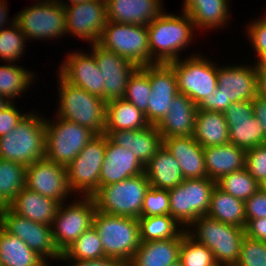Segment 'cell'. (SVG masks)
I'll return each instance as SVG.
<instances>
[{
    "label": "cell",
    "mask_w": 266,
    "mask_h": 266,
    "mask_svg": "<svg viewBox=\"0 0 266 266\" xmlns=\"http://www.w3.org/2000/svg\"><path fill=\"white\" fill-rule=\"evenodd\" d=\"M163 12L147 25L151 59L168 64L180 59V51L187 49L194 38V23L190 16Z\"/></svg>",
    "instance_id": "1"
},
{
    "label": "cell",
    "mask_w": 266,
    "mask_h": 266,
    "mask_svg": "<svg viewBox=\"0 0 266 266\" xmlns=\"http://www.w3.org/2000/svg\"><path fill=\"white\" fill-rule=\"evenodd\" d=\"M33 112H29L10 134L0 137V159L27 167L45 158V117Z\"/></svg>",
    "instance_id": "2"
},
{
    "label": "cell",
    "mask_w": 266,
    "mask_h": 266,
    "mask_svg": "<svg viewBox=\"0 0 266 266\" xmlns=\"http://www.w3.org/2000/svg\"><path fill=\"white\" fill-rule=\"evenodd\" d=\"M58 107L56 116L85 126L97 135H103L106 127V101L76 87L57 75Z\"/></svg>",
    "instance_id": "3"
},
{
    "label": "cell",
    "mask_w": 266,
    "mask_h": 266,
    "mask_svg": "<svg viewBox=\"0 0 266 266\" xmlns=\"http://www.w3.org/2000/svg\"><path fill=\"white\" fill-rule=\"evenodd\" d=\"M186 233L213 252L215 261L225 266H235L239 260L245 228L222 223L201 216L193 221Z\"/></svg>",
    "instance_id": "4"
},
{
    "label": "cell",
    "mask_w": 266,
    "mask_h": 266,
    "mask_svg": "<svg viewBox=\"0 0 266 266\" xmlns=\"http://www.w3.org/2000/svg\"><path fill=\"white\" fill-rule=\"evenodd\" d=\"M93 226L99 234L105 257L118 259L127 265L141 242L138 219L96 210Z\"/></svg>",
    "instance_id": "5"
},
{
    "label": "cell",
    "mask_w": 266,
    "mask_h": 266,
    "mask_svg": "<svg viewBox=\"0 0 266 266\" xmlns=\"http://www.w3.org/2000/svg\"><path fill=\"white\" fill-rule=\"evenodd\" d=\"M149 187L150 183L144 172L115 184L99 186L92 197L97 211L138 219Z\"/></svg>",
    "instance_id": "6"
},
{
    "label": "cell",
    "mask_w": 266,
    "mask_h": 266,
    "mask_svg": "<svg viewBox=\"0 0 266 266\" xmlns=\"http://www.w3.org/2000/svg\"><path fill=\"white\" fill-rule=\"evenodd\" d=\"M54 118L56 120L53 121L45 118V158L67 167L97 134L77 123L64 120L58 116Z\"/></svg>",
    "instance_id": "7"
},
{
    "label": "cell",
    "mask_w": 266,
    "mask_h": 266,
    "mask_svg": "<svg viewBox=\"0 0 266 266\" xmlns=\"http://www.w3.org/2000/svg\"><path fill=\"white\" fill-rule=\"evenodd\" d=\"M98 44L137 67L156 64L151 59L147 25L107 21Z\"/></svg>",
    "instance_id": "8"
},
{
    "label": "cell",
    "mask_w": 266,
    "mask_h": 266,
    "mask_svg": "<svg viewBox=\"0 0 266 266\" xmlns=\"http://www.w3.org/2000/svg\"><path fill=\"white\" fill-rule=\"evenodd\" d=\"M201 54H192L168 63L175 71L178 92L189 97L197 106L217 88L218 66Z\"/></svg>",
    "instance_id": "9"
},
{
    "label": "cell",
    "mask_w": 266,
    "mask_h": 266,
    "mask_svg": "<svg viewBox=\"0 0 266 266\" xmlns=\"http://www.w3.org/2000/svg\"><path fill=\"white\" fill-rule=\"evenodd\" d=\"M216 181L210 178L184 179L169 189L170 216L184 229L201 216H206Z\"/></svg>",
    "instance_id": "10"
},
{
    "label": "cell",
    "mask_w": 266,
    "mask_h": 266,
    "mask_svg": "<svg viewBox=\"0 0 266 266\" xmlns=\"http://www.w3.org/2000/svg\"><path fill=\"white\" fill-rule=\"evenodd\" d=\"M69 204L61 203L52 223V238L62 254L68 246L93 226L96 203L91 196H80ZM81 199V200H80ZM73 201V202H72Z\"/></svg>",
    "instance_id": "11"
},
{
    "label": "cell",
    "mask_w": 266,
    "mask_h": 266,
    "mask_svg": "<svg viewBox=\"0 0 266 266\" xmlns=\"http://www.w3.org/2000/svg\"><path fill=\"white\" fill-rule=\"evenodd\" d=\"M105 149L106 135H96L66 167L73 194L92 197L98 191Z\"/></svg>",
    "instance_id": "12"
},
{
    "label": "cell",
    "mask_w": 266,
    "mask_h": 266,
    "mask_svg": "<svg viewBox=\"0 0 266 266\" xmlns=\"http://www.w3.org/2000/svg\"><path fill=\"white\" fill-rule=\"evenodd\" d=\"M16 23L28 41L56 40L67 35L64 6L58 1L36 0L17 13Z\"/></svg>",
    "instance_id": "13"
},
{
    "label": "cell",
    "mask_w": 266,
    "mask_h": 266,
    "mask_svg": "<svg viewBox=\"0 0 266 266\" xmlns=\"http://www.w3.org/2000/svg\"><path fill=\"white\" fill-rule=\"evenodd\" d=\"M0 225L9 233L18 236L26 245L40 255L48 264V260L58 261L61 253L55 247L52 238V226L36 223L20 216L9 207L0 216Z\"/></svg>",
    "instance_id": "14"
},
{
    "label": "cell",
    "mask_w": 266,
    "mask_h": 266,
    "mask_svg": "<svg viewBox=\"0 0 266 266\" xmlns=\"http://www.w3.org/2000/svg\"><path fill=\"white\" fill-rule=\"evenodd\" d=\"M66 34L98 43L106 25L107 11L105 0H90L64 6Z\"/></svg>",
    "instance_id": "15"
},
{
    "label": "cell",
    "mask_w": 266,
    "mask_h": 266,
    "mask_svg": "<svg viewBox=\"0 0 266 266\" xmlns=\"http://www.w3.org/2000/svg\"><path fill=\"white\" fill-rule=\"evenodd\" d=\"M90 49L105 82L104 100L109 102L123 98L128 79L138 67L98 43L91 44Z\"/></svg>",
    "instance_id": "16"
},
{
    "label": "cell",
    "mask_w": 266,
    "mask_h": 266,
    "mask_svg": "<svg viewBox=\"0 0 266 266\" xmlns=\"http://www.w3.org/2000/svg\"><path fill=\"white\" fill-rule=\"evenodd\" d=\"M229 143L244 150L266 143L265 131L254 116L253 101L232 103L225 111Z\"/></svg>",
    "instance_id": "17"
},
{
    "label": "cell",
    "mask_w": 266,
    "mask_h": 266,
    "mask_svg": "<svg viewBox=\"0 0 266 266\" xmlns=\"http://www.w3.org/2000/svg\"><path fill=\"white\" fill-rule=\"evenodd\" d=\"M26 187L60 204L70 195L74 197L69 188L66 167L46 158L26 167Z\"/></svg>",
    "instance_id": "18"
},
{
    "label": "cell",
    "mask_w": 266,
    "mask_h": 266,
    "mask_svg": "<svg viewBox=\"0 0 266 266\" xmlns=\"http://www.w3.org/2000/svg\"><path fill=\"white\" fill-rule=\"evenodd\" d=\"M239 64L218 66L217 88L224 96V111L232 103L253 101L257 97V69L255 64L250 66Z\"/></svg>",
    "instance_id": "19"
},
{
    "label": "cell",
    "mask_w": 266,
    "mask_h": 266,
    "mask_svg": "<svg viewBox=\"0 0 266 266\" xmlns=\"http://www.w3.org/2000/svg\"><path fill=\"white\" fill-rule=\"evenodd\" d=\"M58 71L68 83L104 99L105 82L91 52H70Z\"/></svg>",
    "instance_id": "20"
},
{
    "label": "cell",
    "mask_w": 266,
    "mask_h": 266,
    "mask_svg": "<svg viewBox=\"0 0 266 266\" xmlns=\"http://www.w3.org/2000/svg\"><path fill=\"white\" fill-rule=\"evenodd\" d=\"M151 93L148 101V122L157 125L170 108V102L179 94L174 69L169 64L149 65Z\"/></svg>",
    "instance_id": "21"
},
{
    "label": "cell",
    "mask_w": 266,
    "mask_h": 266,
    "mask_svg": "<svg viewBox=\"0 0 266 266\" xmlns=\"http://www.w3.org/2000/svg\"><path fill=\"white\" fill-rule=\"evenodd\" d=\"M114 144L131 150L134 156L145 166L163 145V139L156 125L136 130L104 131Z\"/></svg>",
    "instance_id": "22"
},
{
    "label": "cell",
    "mask_w": 266,
    "mask_h": 266,
    "mask_svg": "<svg viewBox=\"0 0 266 266\" xmlns=\"http://www.w3.org/2000/svg\"><path fill=\"white\" fill-rule=\"evenodd\" d=\"M145 166L131 150L112 143L106 136L105 158L103 161L100 186L111 185L124 179L144 173Z\"/></svg>",
    "instance_id": "23"
},
{
    "label": "cell",
    "mask_w": 266,
    "mask_h": 266,
    "mask_svg": "<svg viewBox=\"0 0 266 266\" xmlns=\"http://www.w3.org/2000/svg\"><path fill=\"white\" fill-rule=\"evenodd\" d=\"M169 111L156 125L162 139L167 137L193 136L198 108L184 94H177L170 102Z\"/></svg>",
    "instance_id": "24"
},
{
    "label": "cell",
    "mask_w": 266,
    "mask_h": 266,
    "mask_svg": "<svg viewBox=\"0 0 266 266\" xmlns=\"http://www.w3.org/2000/svg\"><path fill=\"white\" fill-rule=\"evenodd\" d=\"M108 21L148 25L162 14V0H105Z\"/></svg>",
    "instance_id": "25"
},
{
    "label": "cell",
    "mask_w": 266,
    "mask_h": 266,
    "mask_svg": "<svg viewBox=\"0 0 266 266\" xmlns=\"http://www.w3.org/2000/svg\"><path fill=\"white\" fill-rule=\"evenodd\" d=\"M163 145L179 163L184 179L207 177L203 147L193 136L163 138Z\"/></svg>",
    "instance_id": "26"
},
{
    "label": "cell",
    "mask_w": 266,
    "mask_h": 266,
    "mask_svg": "<svg viewBox=\"0 0 266 266\" xmlns=\"http://www.w3.org/2000/svg\"><path fill=\"white\" fill-rule=\"evenodd\" d=\"M60 203L45 197L26 186L9 203L8 207L36 223L52 225Z\"/></svg>",
    "instance_id": "27"
},
{
    "label": "cell",
    "mask_w": 266,
    "mask_h": 266,
    "mask_svg": "<svg viewBox=\"0 0 266 266\" xmlns=\"http://www.w3.org/2000/svg\"><path fill=\"white\" fill-rule=\"evenodd\" d=\"M207 177L217 181L222 176L245 168L246 150L234 144L203 148Z\"/></svg>",
    "instance_id": "28"
},
{
    "label": "cell",
    "mask_w": 266,
    "mask_h": 266,
    "mask_svg": "<svg viewBox=\"0 0 266 266\" xmlns=\"http://www.w3.org/2000/svg\"><path fill=\"white\" fill-rule=\"evenodd\" d=\"M182 232L171 239L140 242L127 266H170L179 260Z\"/></svg>",
    "instance_id": "29"
},
{
    "label": "cell",
    "mask_w": 266,
    "mask_h": 266,
    "mask_svg": "<svg viewBox=\"0 0 266 266\" xmlns=\"http://www.w3.org/2000/svg\"><path fill=\"white\" fill-rule=\"evenodd\" d=\"M229 0H184L183 9L194 23L195 28L220 29L227 25L230 8ZM226 24V25H225Z\"/></svg>",
    "instance_id": "30"
},
{
    "label": "cell",
    "mask_w": 266,
    "mask_h": 266,
    "mask_svg": "<svg viewBox=\"0 0 266 266\" xmlns=\"http://www.w3.org/2000/svg\"><path fill=\"white\" fill-rule=\"evenodd\" d=\"M145 175L150 186L160 189H172L184 180L180 165L171 153L162 145L145 165Z\"/></svg>",
    "instance_id": "31"
},
{
    "label": "cell",
    "mask_w": 266,
    "mask_h": 266,
    "mask_svg": "<svg viewBox=\"0 0 266 266\" xmlns=\"http://www.w3.org/2000/svg\"><path fill=\"white\" fill-rule=\"evenodd\" d=\"M193 137L203 148L229 143L224 113L198 110Z\"/></svg>",
    "instance_id": "32"
},
{
    "label": "cell",
    "mask_w": 266,
    "mask_h": 266,
    "mask_svg": "<svg viewBox=\"0 0 266 266\" xmlns=\"http://www.w3.org/2000/svg\"><path fill=\"white\" fill-rule=\"evenodd\" d=\"M0 266H50L18 236L0 225Z\"/></svg>",
    "instance_id": "33"
},
{
    "label": "cell",
    "mask_w": 266,
    "mask_h": 266,
    "mask_svg": "<svg viewBox=\"0 0 266 266\" xmlns=\"http://www.w3.org/2000/svg\"><path fill=\"white\" fill-rule=\"evenodd\" d=\"M149 125L146 115L124 98L106 103L105 131L136 130Z\"/></svg>",
    "instance_id": "34"
},
{
    "label": "cell",
    "mask_w": 266,
    "mask_h": 266,
    "mask_svg": "<svg viewBox=\"0 0 266 266\" xmlns=\"http://www.w3.org/2000/svg\"><path fill=\"white\" fill-rule=\"evenodd\" d=\"M209 218L246 228L244 201L215 186L207 215Z\"/></svg>",
    "instance_id": "35"
},
{
    "label": "cell",
    "mask_w": 266,
    "mask_h": 266,
    "mask_svg": "<svg viewBox=\"0 0 266 266\" xmlns=\"http://www.w3.org/2000/svg\"><path fill=\"white\" fill-rule=\"evenodd\" d=\"M140 241L176 238L184 228L170 215L139 217Z\"/></svg>",
    "instance_id": "36"
},
{
    "label": "cell",
    "mask_w": 266,
    "mask_h": 266,
    "mask_svg": "<svg viewBox=\"0 0 266 266\" xmlns=\"http://www.w3.org/2000/svg\"><path fill=\"white\" fill-rule=\"evenodd\" d=\"M34 72L6 62L0 66V94L8 97L12 102L19 97L21 93L27 91V88L35 80Z\"/></svg>",
    "instance_id": "37"
},
{
    "label": "cell",
    "mask_w": 266,
    "mask_h": 266,
    "mask_svg": "<svg viewBox=\"0 0 266 266\" xmlns=\"http://www.w3.org/2000/svg\"><path fill=\"white\" fill-rule=\"evenodd\" d=\"M26 186V167L22 164L0 159V196L9 205Z\"/></svg>",
    "instance_id": "38"
},
{
    "label": "cell",
    "mask_w": 266,
    "mask_h": 266,
    "mask_svg": "<svg viewBox=\"0 0 266 266\" xmlns=\"http://www.w3.org/2000/svg\"><path fill=\"white\" fill-rule=\"evenodd\" d=\"M62 255L69 260H97L104 258L102 242L94 226H91L68 246Z\"/></svg>",
    "instance_id": "39"
},
{
    "label": "cell",
    "mask_w": 266,
    "mask_h": 266,
    "mask_svg": "<svg viewBox=\"0 0 266 266\" xmlns=\"http://www.w3.org/2000/svg\"><path fill=\"white\" fill-rule=\"evenodd\" d=\"M151 93L149 65L138 67L129 77L123 98L142 111L148 121V101Z\"/></svg>",
    "instance_id": "40"
},
{
    "label": "cell",
    "mask_w": 266,
    "mask_h": 266,
    "mask_svg": "<svg viewBox=\"0 0 266 266\" xmlns=\"http://www.w3.org/2000/svg\"><path fill=\"white\" fill-rule=\"evenodd\" d=\"M216 186L243 201L248 200L260 189V184L250 175L246 168L222 176Z\"/></svg>",
    "instance_id": "41"
},
{
    "label": "cell",
    "mask_w": 266,
    "mask_h": 266,
    "mask_svg": "<svg viewBox=\"0 0 266 266\" xmlns=\"http://www.w3.org/2000/svg\"><path fill=\"white\" fill-rule=\"evenodd\" d=\"M9 22V27L0 30V59L3 62L15 63L23 56L26 50L25 41L28 39L16 23V15Z\"/></svg>",
    "instance_id": "42"
},
{
    "label": "cell",
    "mask_w": 266,
    "mask_h": 266,
    "mask_svg": "<svg viewBox=\"0 0 266 266\" xmlns=\"http://www.w3.org/2000/svg\"><path fill=\"white\" fill-rule=\"evenodd\" d=\"M179 260L183 266H210L217 263L213 252L191 238L185 229L182 231Z\"/></svg>",
    "instance_id": "43"
},
{
    "label": "cell",
    "mask_w": 266,
    "mask_h": 266,
    "mask_svg": "<svg viewBox=\"0 0 266 266\" xmlns=\"http://www.w3.org/2000/svg\"><path fill=\"white\" fill-rule=\"evenodd\" d=\"M170 215V197L167 189L150 186L145 193L140 217Z\"/></svg>",
    "instance_id": "44"
},
{
    "label": "cell",
    "mask_w": 266,
    "mask_h": 266,
    "mask_svg": "<svg viewBox=\"0 0 266 266\" xmlns=\"http://www.w3.org/2000/svg\"><path fill=\"white\" fill-rule=\"evenodd\" d=\"M235 266H266V242L245 235L241 244L239 260Z\"/></svg>",
    "instance_id": "45"
},
{
    "label": "cell",
    "mask_w": 266,
    "mask_h": 266,
    "mask_svg": "<svg viewBox=\"0 0 266 266\" xmlns=\"http://www.w3.org/2000/svg\"><path fill=\"white\" fill-rule=\"evenodd\" d=\"M245 168L259 184L266 179V143L246 150Z\"/></svg>",
    "instance_id": "46"
},
{
    "label": "cell",
    "mask_w": 266,
    "mask_h": 266,
    "mask_svg": "<svg viewBox=\"0 0 266 266\" xmlns=\"http://www.w3.org/2000/svg\"><path fill=\"white\" fill-rule=\"evenodd\" d=\"M266 12L264 16L256 18V20L249 22L246 26L247 38L251 42V47L257 54V58L266 52Z\"/></svg>",
    "instance_id": "47"
},
{
    "label": "cell",
    "mask_w": 266,
    "mask_h": 266,
    "mask_svg": "<svg viewBox=\"0 0 266 266\" xmlns=\"http://www.w3.org/2000/svg\"><path fill=\"white\" fill-rule=\"evenodd\" d=\"M246 225L253 219L266 218V193L260 189L244 201Z\"/></svg>",
    "instance_id": "48"
},
{
    "label": "cell",
    "mask_w": 266,
    "mask_h": 266,
    "mask_svg": "<svg viewBox=\"0 0 266 266\" xmlns=\"http://www.w3.org/2000/svg\"><path fill=\"white\" fill-rule=\"evenodd\" d=\"M12 102L8 107L0 111V137L10 134L21 120L29 113H20Z\"/></svg>",
    "instance_id": "49"
},
{
    "label": "cell",
    "mask_w": 266,
    "mask_h": 266,
    "mask_svg": "<svg viewBox=\"0 0 266 266\" xmlns=\"http://www.w3.org/2000/svg\"><path fill=\"white\" fill-rule=\"evenodd\" d=\"M64 261L68 264L67 266H127L123 261L115 258L104 257L97 260H69L66 259L62 254L58 261ZM71 264V265H70ZM66 266V264H64Z\"/></svg>",
    "instance_id": "50"
},
{
    "label": "cell",
    "mask_w": 266,
    "mask_h": 266,
    "mask_svg": "<svg viewBox=\"0 0 266 266\" xmlns=\"http://www.w3.org/2000/svg\"><path fill=\"white\" fill-rule=\"evenodd\" d=\"M197 108L198 110L224 113V96L222 92H220V90L216 88L214 94L205 97V99L197 105Z\"/></svg>",
    "instance_id": "51"
},
{
    "label": "cell",
    "mask_w": 266,
    "mask_h": 266,
    "mask_svg": "<svg viewBox=\"0 0 266 266\" xmlns=\"http://www.w3.org/2000/svg\"><path fill=\"white\" fill-rule=\"evenodd\" d=\"M245 234L252 239L266 242V218L251 220L245 228Z\"/></svg>",
    "instance_id": "52"
},
{
    "label": "cell",
    "mask_w": 266,
    "mask_h": 266,
    "mask_svg": "<svg viewBox=\"0 0 266 266\" xmlns=\"http://www.w3.org/2000/svg\"><path fill=\"white\" fill-rule=\"evenodd\" d=\"M254 116L259 120L263 130L265 131L266 139V100L260 97H256L253 100Z\"/></svg>",
    "instance_id": "53"
},
{
    "label": "cell",
    "mask_w": 266,
    "mask_h": 266,
    "mask_svg": "<svg viewBox=\"0 0 266 266\" xmlns=\"http://www.w3.org/2000/svg\"><path fill=\"white\" fill-rule=\"evenodd\" d=\"M257 97L266 100V71H257Z\"/></svg>",
    "instance_id": "54"
},
{
    "label": "cell",
    "mask_w": 266,
    "mask_h": 266,
    "mask_svg": "<svg viewBox=\"0 0 266 266\" xmlns=\"http://www.w3.org/2000/svg\"><path fill=\"white\" fill-rule=\"evenodd\" d=\"M8 4L6 2V0H0V30L3 29L4 27H8L5 26L6 24L4 23H8Z\"/></svg>",
    "instance_id": "55"
},
{
    "label": "cell",
    "mask_w": 266,
    "mask_h": 266,
    "mask_svg": "<svg viewBox=\"0 0 266 266\" xmlns=\"http://www.w3.org/2000/svg\"><path fill=\"white\" fill-rule=\"evenodd\" d=\"M253 64H255L257 71H266V52L262 53Z\"/></svg>",
    "instance_id": "56"
},
{
    "label": "cell",
    "mask_w": 266,
    "mask_h": 266,
    "mask_svg": "<svg viewBox=\"0 0 266 266\" xmlns=\"http://www.w3.org/2000/svg\"><path fill=\"white\" fill-rule=\"evenodd\" d=\"M11 103L12 101L8 97L0 94V111L8 107Z\"/></svg>",
    "instance_id": "57"
},
{
    "label": "cell",
    "mask_w": 266,
    "mask_h": 266,
    "mask_svg": "<svg viewBox=\"0 0 266 266\" xmlns=\"http://www.w3.org/2000/svg\"><path fill=\"white\" fill-rule=\"evenodd\" d=\"M69 2L64 1L63 0H58V2L62 5V6H68V5H73V4H78L81 2H86V1H90V0H68Z\"/></svg>",
    "instance_id": "58"
},
{
    "label": "cell",
    "mask_w": 266,
    "mask_h": 266,
    "mask_svg": "<svg viewBox=\"0 0 266 266\" xmlns=\"http://www.w3.org/2000/svg\"><path fill=\"white\" fill-rule=\"evenodd\" d=\"M7 207H8V204L0 196V216L5 212Z\"/></svg>",
    "instance_id": "59"
},
{
    "label": "cell",
    "mask_w": 266,
    "mask_h": 266,
    "mask_svg": "<svg viewBox=\"0 0 266 266\" xmlns=\"http://www.w3.org/2000/svg\"><path fill=\"white\" fill-rule=\"evenodd\" d=\"M260 190L266 193V179L260 183Z\"/></svg>",
    "instance_id": "60"
},
{
    "label": "cell",
    "mask_w": 266,
    "mask_h": 266,
    "mask_svg": "<svg viewBox=\"0 0 266 266\" xmlns=\"http://www.w3.org/2000/svg\"><path fill=\"white\" fill-rule=\"evenodd\" d=\"M170 266H183V263L180 260H178L175 263L171 264Z\"/></svg>",
    "instance_id": "61"
},
{
    "label": "cell",
    "mask_w": 266,
    "mask_h": 266,
    "mask_svg": "<svg viewBox=\"0 0 266 266\" xmlns=\"http://www.w3.org/2000/svg\"><path fill=\"white\" fill-rule=\"evenodd\" d=\"M210 266H225V265H222L220 263H216V264H213V265H210Z\"/></svg>",
    "instance_id": "62"
}]
</instances>
